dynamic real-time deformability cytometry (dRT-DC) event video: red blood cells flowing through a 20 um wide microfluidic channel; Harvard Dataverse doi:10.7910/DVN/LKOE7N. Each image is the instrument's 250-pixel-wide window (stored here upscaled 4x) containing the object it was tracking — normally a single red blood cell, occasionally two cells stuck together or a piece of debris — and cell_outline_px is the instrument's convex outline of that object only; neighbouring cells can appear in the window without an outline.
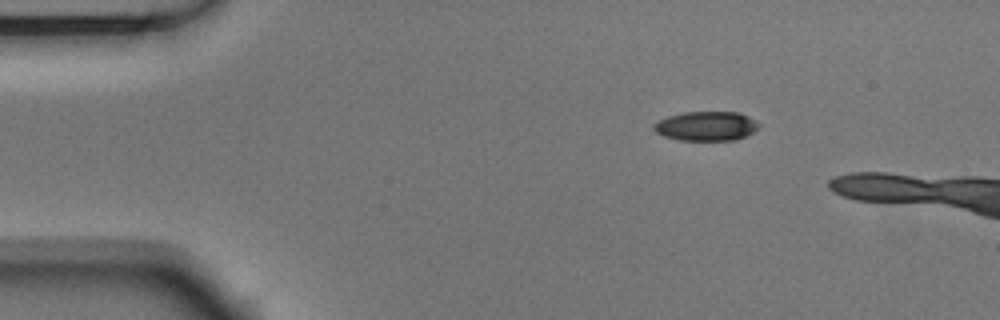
{"species": "Egyptian fruit bat (a non-hibernating species)", "species_latin": "Rousettus aegyptiacus", "temperature_condition": "room temperature", "stored_images_in_passage": 4, "camera_frame_rate_fps": 3000, "um_per_image_px": 0.085, "animal": {"sex": "male"}, "frame": {"image": 1, "passage_image": 1, "time_ms": 0.0, "image_size_px": [1000, 320], "cell_outline_px": [[760, 124], [752, 132], [736, 140], [680, 140], [664, 136], [656, 132], [652, 128], [652, 124], [668, 116], [684, 112], [740, 112], [748, 116]], "centroid_in_image_um": [60.0, 10.71], "position_along_channel_um": 25.0, "area_um2": 17.86}}